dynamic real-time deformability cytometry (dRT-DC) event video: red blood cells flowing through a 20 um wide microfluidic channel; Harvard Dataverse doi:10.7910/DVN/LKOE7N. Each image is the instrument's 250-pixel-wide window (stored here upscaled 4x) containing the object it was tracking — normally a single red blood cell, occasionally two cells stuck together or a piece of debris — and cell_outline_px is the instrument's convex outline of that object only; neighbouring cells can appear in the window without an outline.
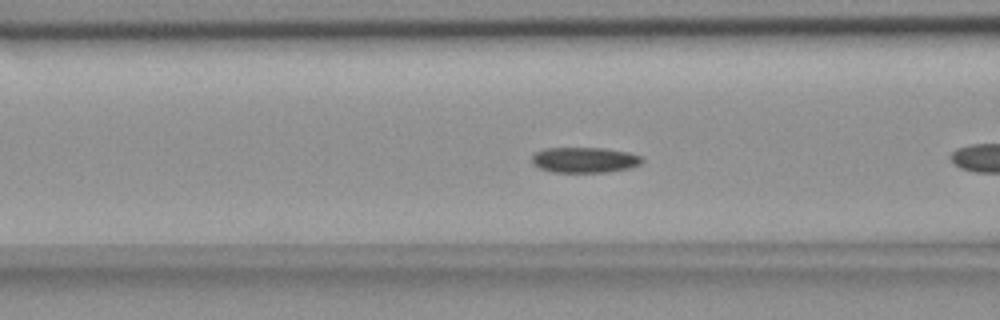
{"species": "common noctule bat (a hibernating species)", "species_latin": "Nyctalus noctula", "temperature_condition": "room temperature", "stored_images_in_passage": 42, "camera_frame_rate_fps": 3000, "um_per_image_px": 0.085, "animal": {"sex": "female", "body_mass_g": 18.4}, "frame": {"image": 1, "passage_image": 7, "time_ms": 2.0, "image_size_px": [1000, 320], "cell_outline_px": [[644, 160], [640, 164], [632, 168], [608, 172], [552, 172], [540, 168], [532, 164], [532, 156], [536, 152], [544, 148], [604, 148], [628, 152], [644, 156]], "centroid_in_image_um": [49.73, 13.59], "position_along_channel_um": 116.9, "area_um2": 16.59}}
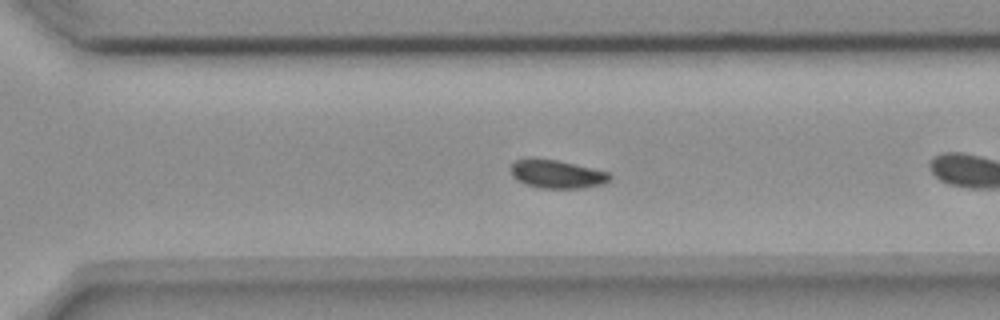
{"frame": {"image": 2, "passage_image": 24, "time_ms": 7.667, "image_size_px": [1000, 320], "cell_outline_px": [[612, 176], [604, 184], [584, 188], [540, 188], [524, 184], [516, 180], [512, 176], [508, 168], [516, 160], [528, 156], [556, 160], [592, 168], [608, 172]], "centroid_in_image_um": [47.26, 14.78], "position_along_channel_um": 323.3, "area_um2": 16.7}}
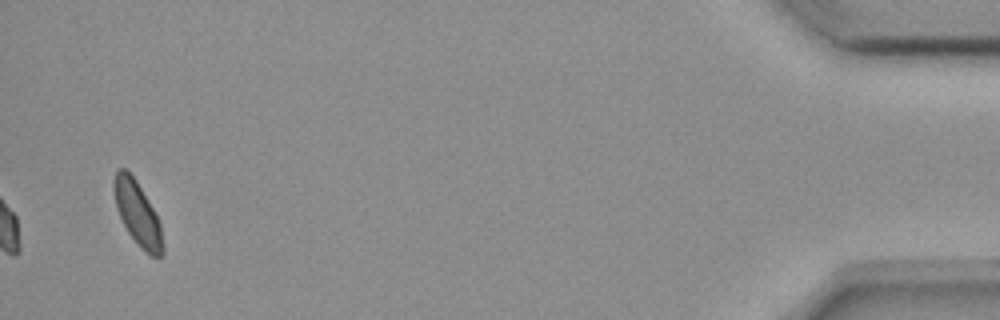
{"frame": {"image": 3, "passage_image": 42, "time_ms": 13.667, "image_size_px": [1000, 320], "cell_outline_px": [[164, 256], [152, 256], [144, 252], [140, 248], [128, 232], [116, 208], [112, 188], [112, 180], [116, 168], [124, 168], [136, 180], [152, 208], [160, 224], [164, 248]], "centroid_in_image_um": [11.66, 18.14], "position_along_channel_um": 423.5, "area_um2": 18.15}, "authors_computed_cell_mechanics": {"area_um2": 16.6753, "velocity_mm_per_s": 3.6459, "shape_relaxation_time_tau1_ms": 5.7973, "shape_relaxation_time_tau2_ms": 5.1412, "deformation_change_tau1": 0.1034, "deformation_change_tau2": 0.0535}}